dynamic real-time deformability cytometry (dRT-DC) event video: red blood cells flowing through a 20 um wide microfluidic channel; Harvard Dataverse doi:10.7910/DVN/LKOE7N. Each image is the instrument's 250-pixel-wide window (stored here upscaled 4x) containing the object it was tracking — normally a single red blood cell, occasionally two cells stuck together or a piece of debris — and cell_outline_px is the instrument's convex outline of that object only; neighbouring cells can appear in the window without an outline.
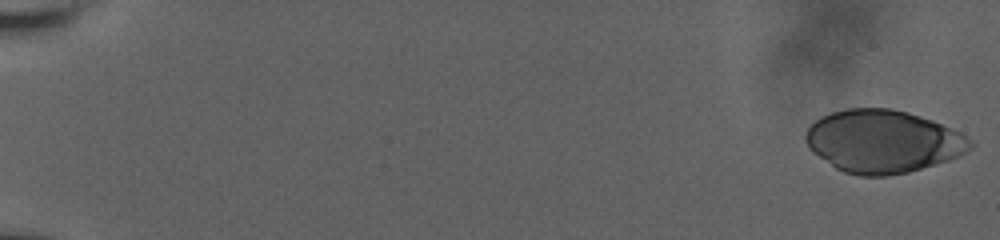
{"species": "human", "species_latin": "Homo sapiens", "temperature_condition": "room temperature", "stored_images_in_passage": 44, "camera_frame_rate_fps": 3000, "um_per_image_px": 0.085, "donor": {"sex": "male"}, "frame": {"image": 1, "passage_image": 1, "time_ms": 0.0, "image_size_px": [1000, 240], "cell_outline_px": [[976, 144], [972, 148], [956, 156], [908, 172], [888, 176], [860, 176], [844, 172], [836, 168], [812, 152], [808, 148], [804, 140], [804, 132], [820, 116], [832, 112], [848, 108], [892, 108], [908, 112], [932, 120], [960, 132], [972, 140]], "centroid_in_image_um": [75.0, 12.0], "position_along_channel_um": 10.0, "area_um2": 60.11}}